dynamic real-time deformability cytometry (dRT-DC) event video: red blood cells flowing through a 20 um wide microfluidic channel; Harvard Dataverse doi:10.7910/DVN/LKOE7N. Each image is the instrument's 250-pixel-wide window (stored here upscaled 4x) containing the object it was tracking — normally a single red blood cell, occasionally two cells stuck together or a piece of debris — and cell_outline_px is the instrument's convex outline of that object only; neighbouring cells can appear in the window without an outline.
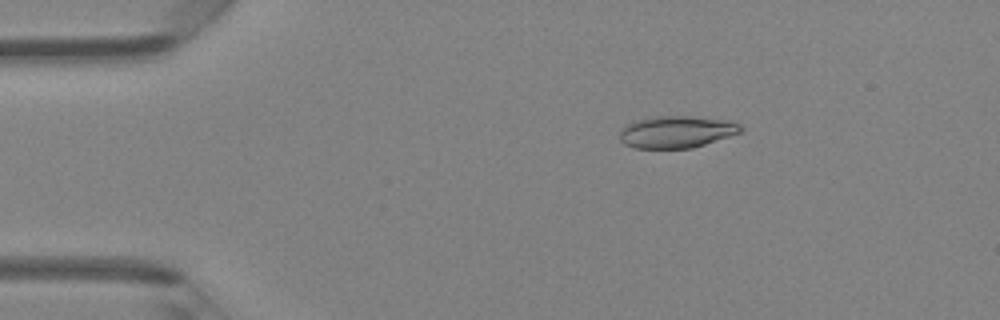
{"species": "Egyptian fruit bat (a non-hibernating species)", "species_latin": "Rousettus aegyptiacus", "temperature_condition": "room temperature", "stored_images_in_passage": 47, "camera_frame_rate_fps": 3000, "um_per_image_px": 0.085, "animal": {"sex": "female"}, "frame": {"image": 1, "passage_image": 8, "time_ms": 2.333, "image_size_px": [1000, 320], "cell_outline_px": [[744, 128], [740, 132], [692, 148], [636, 148], [624, 144], [620, 140], [620, 132], [628, 124], [636, 120], [660, 116], [692, 116], [728, 120], [740, 124]], "centroid_in_image_um": [57.52, 11.2], "position_along_channel_um": 27.5, "area_um2": 22.31}}
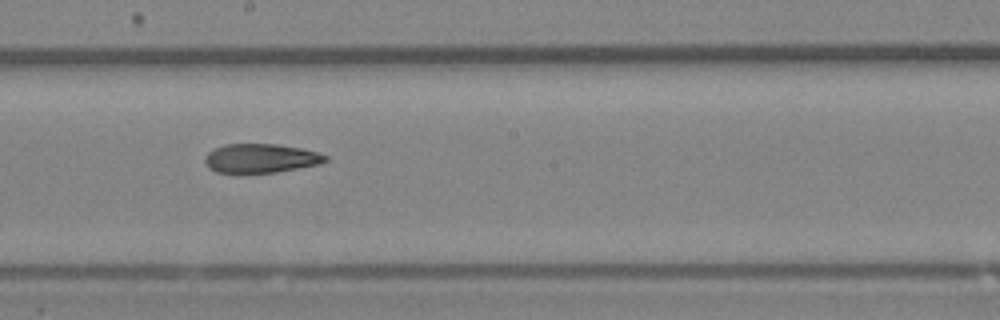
{"frame": {"image": 2, "passage_image": 26, "time_ms": 8.333, "image_size_px": [1000, 320], "cell_outline_px": [[328, 160], [320, 164], [276, 172], [216, 172], [208, 168], [204, 160], [204, 156], [208, 152], [224, 144], [276, 144], [300, 148], [316, 152], [328, 156]], "centroid_in_image_um": [22.15, 13.45], "position_along_channel_um": 226.0, "area_um2": 20.23}}
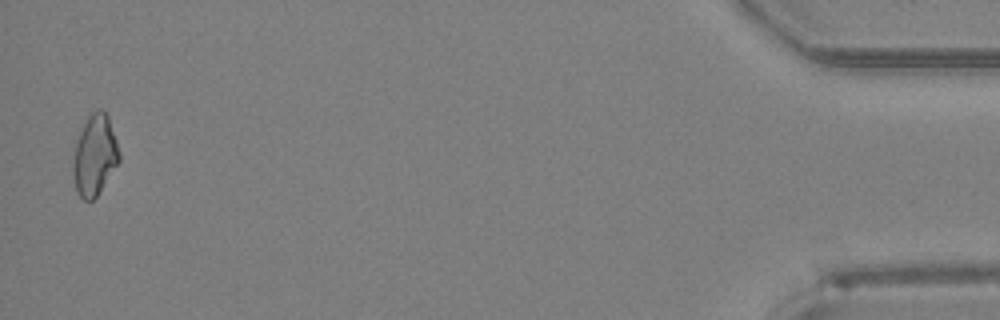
{"frame": {"image": 3, "passage_image": 46, "time_ms": 15.0, "image_size_px": [1000, 320], "cell_outline_px": [[120, 160], [96, 196], [92, 200], [84, 200], [76, 192], [72, 176], [72, 164], [76, 140], [84, 120], [92, 112], [100, 108], [108, 116], [120, 152]], "centroid_in_image_um": [8.02, 13.18], "position_along_channel_um": 427.2, "area_um2": 21.73}, "authors_computed_cell_mechanics": {"area_um2": 21.4438, "velocity_mm_per_s": 4.3495, "shape_relaxation_time_tau1_ms": null, "shape_relaxation_time_tau2_ms": 3.0036, "deformation_change_tau1": null, "deformation_change_tau2": 0.1071}}